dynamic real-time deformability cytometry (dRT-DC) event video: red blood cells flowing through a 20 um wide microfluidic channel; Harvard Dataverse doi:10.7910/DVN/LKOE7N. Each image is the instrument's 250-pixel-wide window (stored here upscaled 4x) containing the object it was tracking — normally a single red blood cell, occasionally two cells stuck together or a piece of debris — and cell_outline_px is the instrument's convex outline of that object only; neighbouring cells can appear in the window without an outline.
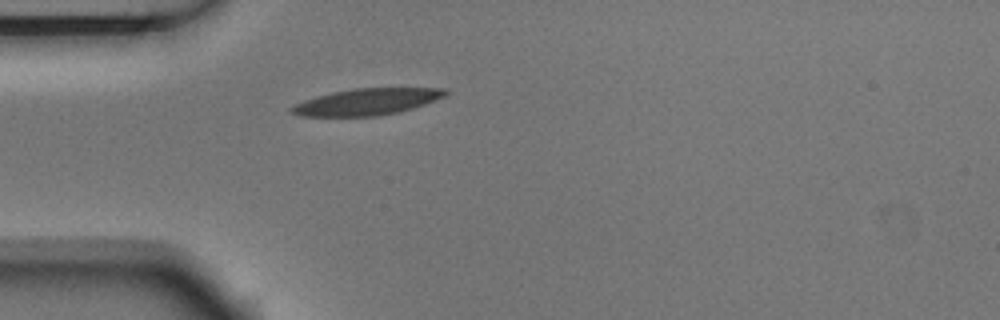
{"species": "Egyptian fruit bat (a non-hibernating species)", "species_latin": "Rousettus aegyptiacus", "temperature_condition": "room temperature", "stored_images_in_passage": 1, "camera_frame_rate_fps": 3000, "um_per_image_px": 0.085, "animal": {"sex": "male"}, "frame": {"image": 1, "passage_image": 1, "time_ms": 0.0, "image_size_px": [1000, 320], "cell_outline_px": [[452, 92], [444, 96], [424, 104], [400, 112], [376, 116], [300, 116], [292, 112], [288, 108], [304, 100], [316, 96], [332, 92], [352, 88], [448, 88]], "centroid_in_image_um": [31.21, 8.64], "position_along_channel_um": 53.8, "area_um2": 23.81}}